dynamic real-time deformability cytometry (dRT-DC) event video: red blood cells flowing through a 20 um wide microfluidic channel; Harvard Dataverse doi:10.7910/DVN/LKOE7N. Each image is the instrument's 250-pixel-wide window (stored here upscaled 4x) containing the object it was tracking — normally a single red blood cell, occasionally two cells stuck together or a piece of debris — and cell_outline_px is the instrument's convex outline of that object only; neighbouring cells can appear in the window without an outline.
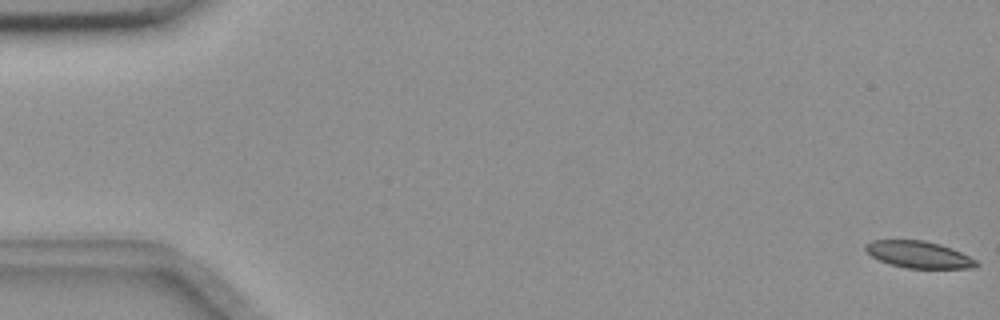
{"species": "common noctule bat (a hibernating species)", "species_latin": "Nyctalus noctula", "temperature_condition": "room temperature", "stored_images_in_passage": 56, "camera_frame_rate_fps": 3000, "um_per_image_px": 0.085, "animal": {"sex": "female", "body_mass_g": 18.4}, "frame": {"image": 1, "passage_image": 1, "time_ms": 0.0, "image_size_px": [1000, 320], "cell_outline_px": [[980, 264], [972, 268], [908, 268], [888, 264], [872, 256], [864, 248], [864, 244], [872, 240], [924, 240], [940, 244], [952, 248], [976, 260]], "centroid_in_image_um": [78.08, 21.63], "position_along_channel_um": 6.9, "area_um2": 17.28}}
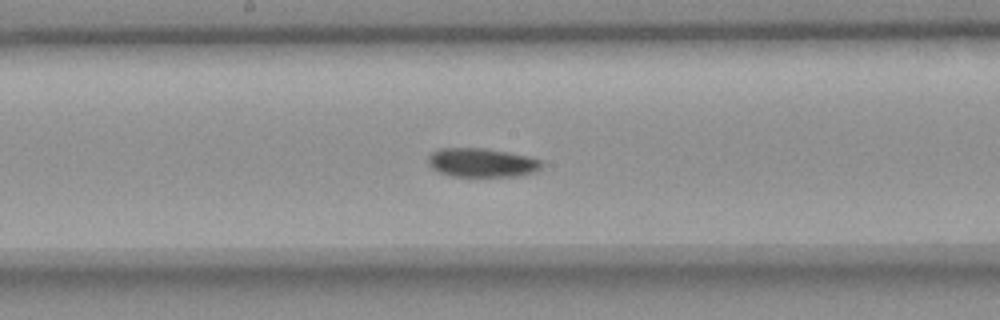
{"frame": {"image": 2, "passage_image": 30, "time_ms": 9.667, "image_size_px": [1000, 320], "cell_outline_px": [[544, 164], [536, 172], [520, 176], [448, 176], [432, 168], [428, 164], [428, 156], [432, 152], [440, 148], [484, 148], [528, 156], [540, 160]], "centroid_in_image_um": [40.95, 13.83], "position_along_channel_um": 207.2, "area_um2": 19.19}}
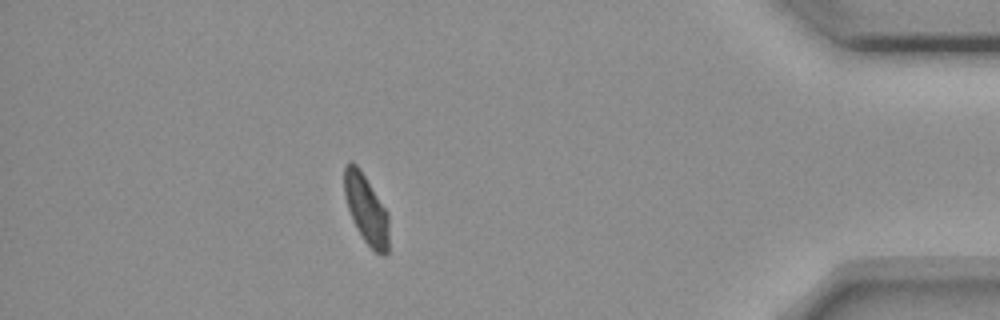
{"frame": {"image": 3, "passage_image": 50, "time_ms": 16.333, "image_size_px": [1000, 320], "cell_outline_px": [[388, 252], [384, 256], [380, 256], [364, 240], [356, 228], [352, 220], [344, 196], [344, 164], [348, 160], [352, 160], [356, 164], [388, 212]], "centroid_in_image_um": [31.11, 17.77], "position_along_channel_um": 404.1, "area_um2": 17.98}, "authors_computed_cell_mechanics": {"area_um2": 18.8428, "velocity_mm_per_s": 3.64, "shape_relaxation_time_tau1_ms": 4.7758, "shape_relaxation_time_tau2_ms": 6.0643, "deformation_change_tau1": 0.12, "deformation_change_tau2": 0.0962}}